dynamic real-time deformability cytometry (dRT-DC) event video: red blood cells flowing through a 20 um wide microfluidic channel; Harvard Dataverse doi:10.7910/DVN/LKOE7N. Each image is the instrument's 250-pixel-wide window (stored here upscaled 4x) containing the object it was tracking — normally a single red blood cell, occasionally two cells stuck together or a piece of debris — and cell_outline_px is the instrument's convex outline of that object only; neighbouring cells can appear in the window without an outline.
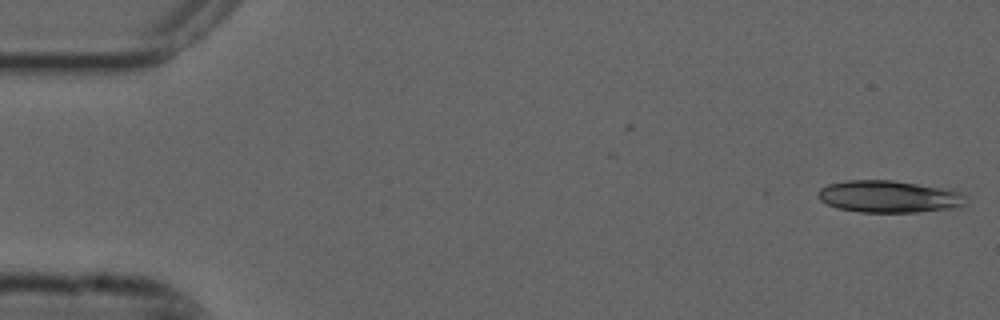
{"species": "common noctule bat (a hibernating species)", "species_latin": "Nyctalus noctula", "temperature_condition": "cold", "stored_images_in_passage": 20, "camera_frame_rate_fps": 3000, "um_per_image_px": 0.085, "animal": {"sex": "male", "forearm_length_mm": 52.5}, "frame": {"image": 1, "passage_image": 1, "time_ms": 0.0, "image_size_px": [1000, 320], "cell_outline_px": [[968, 204], [948, 208], [916, 212], [860, 212], [836, 208], [820, 200], [816, 196], [816, 192], [820, 188], [828, 184], [848, 180], [892, 180], [940, 188], [960, 192], [968, 200]], "centroid_in_image_um": [75.49, 16.71], "position_along_channel_um": 9.5, "area_um2": 27.46}}